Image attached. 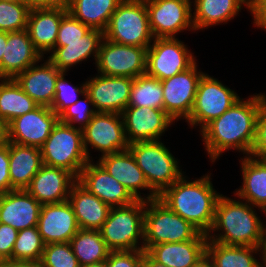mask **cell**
Wrapping results in <instances>:
<instances>
[{
	"label": "cell",
	"mask_w": 266,
	"mask_h": 267,
	"mask_svg": "<svg viewBox=\"0 0 266 267\" xmlns=\"http://www.w3.org/2000/svg\"><path fill=\"white\" fill-rule=\"evenodd\" d=\"M5 267H11V263L7 264Z\"/></svg>",
	"instance_id": "obj_58"
},
{
	"label": "cell",
	"mask_w": 266,
	"mask_h": 267,
	"mask_svg": "<svg viewBox=\"0 0 266 267\" xmlns=\"http://www.w3.org/2000/svg\"><path fill=\"white\" fill-rule=\"evenodd\" d=\"M240 96L218 79L204 73L198 83L195 101L186 122L190 127L200 126V132L214 119L227 111Z\"/></svg>",
	"instance_id": "obj_9"
},
{
	"label": "cell",
	"mask_w": 266,
	"mask_h": 267,
	"mask_svg": "<svg viewBox=\"0 0 266 267\" xmlns=\"http://www.w3.org/2000/svg\"><path fill=\"white\" fill-rule=\"evenodd\" d=\"M67 12L62 8L30 10L27 31L34 47L43 57L55 48L60 21Z\"/></svg>",
	"instance_id": "obj_27"
},
{
	"label": "cell",
	"mask_w": 266,
	"mask_h": 267,
	"mask_svg": "<svg viewBox=\"0 0 266 267\" xmlns=\"http://www.w3.org/2000/svg\"><path fill=\"white\" fill-rule=\"evenodd\" d=\"M38 63L19 73L14 79L38 105L50 107L55 97L57 79L62 72L48 59L43 64Z\"/></svg>",
	"instance_id": "obj_23"
},
{
	"label": "cell",
	"mask_w": 266,
	"mask_h": 267,
	"mask_svg": "<svg viewBox=\"0 0 266 267\" xmlns=\"http://www.w3.org/2000/svg\"><path fill=\"white\" fill-rule=\"evenodd\" d=\"M7 143V126L0 120V148Z\"/></svg>",
	"instance_id": "obj_52"
},
{
	"label": "cell",
	"mask_w": 266,
	"mask_h": 267,
	"mask_svg": "<svg viewBox=\"0 0 266 267\" xmlns=\"http://www.w3.org/2000/svg\"><path fill=\"white\" fill-rule=\"evenodd\" d=\"M240 200L220 195L215 207L214 223L207 234L208 241L235 246H262L265 224L253 205ZM218 231L222 232L215 234Z\"/></svg>",
	"instance_id": "obj_3"
},
{
	"label": "cell",
	"mask_w": 266,
	"mask_h": 267,
	"mask_svg": "<svg viewBox=\"0 0 266 267\" xmlns=\"http://www.w3.org/2000/svg\"><path fill=\"white\" fill-rule=\"evenodd\" d=\"M178 38H154L146 52V74L160 81L190 68L197 59Z\"/></svg>",
	"instance_id": "obj_10"
},
{
	"label": "cell",
	"mask_w": 266,
	"mask_h": 267,
	"mask_svg": "<svg viewBox=\"0 0 266 267\" xmlns=\"http://www.w3.org/2000/svg\"><path fill=\"white\" fill-rule=\"evenodd\" d=\"M58 121L50 107L38 105L7 125V141L41 148Z\"/></svg>",
	"instance_id": "obj_15"
},
{
	"label": "cell",
	"mask_w": 266,
	"mask_h": 267,
	"mask_svg": "<svg viewBox=\"0 0 266 267\" xmlns=\"http://www.w3.org/2000/svg\"><path fill=\"white\" fill-rule=\"evenodd\" d=\"M0 81V120L7 126L15 118L35 109L38 104L14 78H1Z\"/></svg>",
	"instance_id": "obj_33"
},
{
	"label": "cell",
	"mask_w": 266,
	"mask_h": 267,
	"mask_svg": "<svg viewBox=\"0 0 266 267\" xmlns=\"http://www.w3.org/2000/svg\"><path fill=\"white\" fill-rule=\"evenodd\" d=\"M42 205L26 190L0 194V223L17 231L37 226Z\"/></svg>",
	"instance_id": "obj_22"
},
{
	"label": "cell",
	"mask_w": 266,
	"mask_h": 267,
	"mask_svg": "<svg viewBox=\"0 0 266 267\" xmlns=\"http://www.w3.org/2000/svg\"><path fill=\"white\" fill-rule=\"evenodd\" d=\"M192 22L195 31L226 24L246 6L250 10V0H194ZM242 7V8H241Z\"/></svg>",
	"instance_id": "obj_31"
},
{
	"label": "cell",
	"mask_w": 266,
	"mask_h": 267,
	"mask_svg": "<svg viewBox=\"0 0 266 267\" xmlns=\"http://www.w3.org/2000/svg\"><path fill=\"white\" fill-rule=\"evenodd\" d=\"M128 143L157 141L173 120L163 109L127 106L121 113Z\"/></svg>",
	"instance_id": "obj_17"
},
{
	"label": "cell",
	"mask_w": 266,
	"mask_h": 267,
	"mask_svg": "<svg viewBox=\"0 0 266 267\" xmlns=\"http://www.w3.org/2000/svg\"><path fill=\"white\" fill-rule=\"evenodd\" d=\"M80 266L106 261L110 253L100 230L79 229L70 240Z\"/></svg>",
	"instance_id": "obj_35"
},
{
	"label": "cell",
	"mask_w": 266,
	"mask_h": 267,
	"mask_svg": "<svg viewBox=\"0 0 266 267\" xmlns=\"http://www.w3.org/2000/svg\"><path fill=\"white\" fill-rule=\"evenodd\" d=\"M18 237V231L10 225L0 223V254L12 263V250Z\"/></svg>",
	"instance_id": "obj_45"
},
{
	"label": "cell",
	"mask_w": 266,
	"mask_h": 267,
	"mask_svg": "<svg viewBox=\"0 0 266 267\" xmlns=\"http://www.w3.org/2000/svg\"><path fill=\"white\" fill-rule=\"evenodd\" d=\"M128 106L163 109L162 82L146 73L134 78Z\"/></svg>",
	"instance_id": "obj_36"
},
{
	"label": "cell",
	"mask_w": 266,
	"mask_h": 267,
	"mask_svg": "<svg viewBox=\"0 0 266 267\" xmlns=\"http://www.w3.org/2000/svg\"><path fill=\"white\" fill-rule=\"evenodd\" d=\"M30 9L62 8L67 10L71 0H24Z\"/></svg>",
	"instance_id": "obj_48"
},
{
	"label": "cell",
	"mask_w": 266,
	"mask_h": 267,
	"mask_svg": "<svg viewBox=\"0 0 266 267\" xmlns=\"http://www.w3.org/2000/svg\"><path fill=\"white\" fill-rule=\"evenodd\" d=\"M104 39V32L99 29H91L80 41L64 42V46L55 47L48 56V60L61 72H67L76 64L94 57L97 62L99 48Z\"/></svg>",
	"instance_id": "obj_26"
},
{
	"label": "cell",
	"mask_w": 266,
	"mask_h": 267,
	"mask_svg": "<svg viewBox=\"0 0 266 267\" xmlns=\"http://www.w3.org/2000/svg\"><path fill=\"white\" fill-rule=\"evenodd\" d=\"M144 250L110 251L106 259L107 267H142Z\"/></svg>",
	"instance_id": "obj_44"
},
{
	"label": "cell",
	"mask_w": 266,
	"mask_h": 267,
	"mask_svg": "<svg viewBox=\"0 0 266 267\" xmlns=\"http://www.w3.org/2000/svg\"><path fill=\"white\" fill-rule=\"evenodd\" d=\"M200 231L170 210L158 198L145 201L143 250L161 243L194 239Z\"/></svg>",
	"instance_id": "obj_8"
},
{
	"label": "cell",
	"mask_w": 266,
	"mask_h": 267,
	"mask_svg": "<svg viewBox=\"0 0 266 267\" xmlns=\"http://www.w3.org/2000/svg\"><path fill=\"white\" fill-rule=\"evenodd\" d=\"M66 73L62 72L56 82L55 97L50 108L59 116L67 107L76 103L79 97L86 93L85 82L74 86L65 79ZM81 94V95H80Z\"/></svg>",
	"instance_id": "obj_40"
},
{
	"label": "cell",
	"mask_w": 266,
	"mask_h": 267,
	"mask_svg": "<svg viewBox=\"0 0 266 267\" xmlns=\"http://www.w3.org/2000/svg\"><path fill=\"white\" fill-rule=\"evenodd\" d=\"M96 162L121 183L136 200L149 201L158 198L129 150L103 155ZM140 190H149V193L142 197L143 193H140Z\"/></svg>",
	"instance_id": "obj_18"
},
{
	"label": "cell",
	"mask_w": 266,
	"mask_h": 267,
	"mask_svg": "<svg viewBox=\"0 0 266 267\" xmlns=\"http://www.w3.org/2000/svg\"><path fill=\"white\" fill-rule=\"evenodd\" d=\"M86 156L90 157L89 147L100 151L101 156L128 150L123 118L121 114L96 112L82 129Z\"/></svg>",
	"instance_id": "obj_11"
},
{
	"label": "cell",
	"mask_w": 266,
	"mask_h": 267,
	"mask_svg": "<svg viewBox=\"0 0 266 267\" xmlns=\"http://www.w3.org/2000/svg\"><path fill=\"white\" fill-rule=\"evenodd\" d=\"M8 263V261L0 254V267H5Z\"/></svg>",
	"instance_id": "obj_56"
},
{
	"label": "cell",
	"mask_w": 266,
	"mask_h": 267,
	"mask_svg": "<svg viewBox=\"0 0 266 267\" xmlns=\"http://www.w3.org/2000/svg\"><path fill=\"white\" fill-rule=\"evenodd\" d=\"M68 201L73 207L81 229L100 230L111 209L108 204L90 193L78 181L72 185Z\"/></svg>",
	"instance_id": "obj_28"
},
{
	"label": "cell",
	"mask_w": 266,
	"mask_h": 267,
	"mask_svg": "<svg viewBox=\"0 0 266 267\" xmlns=\"http://www.w3.org/2000/svg\"><path fill=\"white\" fill-rule=\"evenodd\" d=\"M128 150L158 196L184 174L179 160L161 140L131 143Z\"/></svg>",
	"instance_id": "obj_5"
},
{
	"label": "cell",
	"mask_w": 266,
	"mask_h": 267,
	"mask_svg": "<svg viewBox=\"0 0 266 267\" xmlns=\"http://www.w3.org/2000/svg\"><path fill=\"white\" fill-rule=\"evenodd\" d=\"M261 94V106L256 122V136L250 156L266 159V95Z\"/></svg>",
	"instance_id": "obj_43"
},
{
	"label": "cell",
	"mask_w": 266,
	"mask_h": 267,
	"mask_svg": "<svg viewBox=\"0 0 266 267\" xmlns=\"http://www.w3.org/2000/svg\"><path fill=\"white\" fill-rule=\"evenodd\" d=\"M193 267H215L210 257L205 254Z\"/></svg>",
	"instance_id": "obj_51"
},
{
	"label": "cell",
	"mask_w": 266,
	"mask_h": 267,
	"mask_svg": "<svg viewBox=\"0 0 266 267\" xmlns=\"http://www.w3.org/2000/svg\"><path fill=\"white\" fill-rule=\"evenodd\" d=\"M250 12L255 26L266 31V0H250Z\"/></svg>",
	"instance_id": "obj_47"
},
{
	"label": "cell",
	"mask_w": 266,
	"mask_h": 267,
	"mask_svg": "<svg viewBox=\"0 0 266 267\" xmlns=\"http://www.w3.org/2000/svg\"><path fill=\"white\" fill-rule=\"evenodd\" d=\"M207 242V234L200 232L192 240L153 245L146 252L168 267H193L206 254Z\"/></svg>",
	"instance_id": "obj_25"
},
{
	"label": "cell",
	"mask_w": 266,
	"mask_h": 267,
	"mask_svg": "<svg viewBox=\"0 0 266 267\" xmlns=\"http://www.w3.org/2000/svg\"><path fill=\"white\" fill-rule=\"evenodd\" d=\"M44 247L37 226L20 230L12 250V263H40Z\"/></svg>",
	"instance_id": "obj_37"
},
{
	"label": "cell",
	"mask_w": 266,
	"mask_h": 267,
	"mask_svg": "<svg viewBox=\"0 0 266 267\" xmlns=\"http://www.w3.org/2000/svg\"><path fill=\"white\" fill-rule=\"evenodd\" d=\"M42 165L40 148L9 142V175L12 190H26Z\"/></svg>",
	"instance_id": "obj_30"
},
{
	"label": "cell",
	"mask_w": 266,
	"mask_h": 267,
	"mask_svg": "<svg viewBox=\"0 0 266 267\" xmlns=\"http://www.w3.org/2000/svg\"><path fill=\"white\" fill-rule=\"evenodd\" d=\"M144 1L153 38H176V34L184 30L195 31L191 2L186 0Z\"/></svg>",
	"instance_id": "obj_13"
},
{
	"label": "cell",
	"mask_w": 266,
	"mask_h": 267,
	"mask_svg": "<svg viewBox=\"0 0 266 267\" xmlns=\"http://www.w3.org/2000/svg\"><path fill=\"white\" fill-rule=\"evenodd\" d=\"M30 10L25 2L0 0V31L9 33L27 29Z\"/></svg>",
	"instance_id": "obj_38"
},
{
	"label": "cell",
	"mask_w": 266,
	"mask_h": 267,
	"mask_svg": "<svg viewBox=\"0 0 266 267\" xmlns=\"http://www.w3.org/2000/svg\"><path fill=\"white\" fill-rule=\"evenodd\" d=\"M104 38L121 45L146 49L153 42L144 0H122L111 15Z\"/></svg>",
	"instance_id": "obj_6"
},
{
	"label": "cell",
	"mask_w": 266,
	"mask_h": 267,
	"mask_svg": "<svg viewBox=\"0 0 266 267\" xmlns=\"http://www.w3.org/2000/svg\"><path fill=\"white\" fill-rule=\"evenodd\" d=\"M76 181L77 178L68 170L43 164L26 191L41 205L62 203L68 200Z\"/></svg>",
	"instance_id": "obj_21"
},
{
	"label": "cell",
	"mask_w": 266,
	"mask_h": 267,
	"mask_svg": "<svg viewBox=\"0 0 266 267\" xmlns=\"http://www.w3.org/2000/svg\"><path fill=\"white\" fill-rule=\"evenodd\" d=\"M262 255V257H261ZM263 264V267H266V224L264 225V237H263V243L261 246V254L259 255Z\"/></svg>",
	"instance_id": "obj_53"
},
{
	"label": "cell",
	"mask_w": 266,
	"mask_h": 267,
	"mask_svg": "<svg viewBox=\"0 0 266 267\" xmlns=\"http://www.w3.org/2000/svg\"><path fill=\"white\" fill-rule=\"evenodd\" d=\"M142 267H168L155 261L146 251H144Z\"/></svg>",
	"instance_id": "obj_49"
},
{
	"label": "cell",
	"mask_w": 266,
	"mask_h": 267,
	"mask_svg": "<svg viewBox=\"0 0 266 267\" xmlns=\"http://www.w3.org/2000/svg\"><path fill=\"white\" fill-rule=\"evenodd\" d=\"M42 267H80L70 242L45 244Z\"/></svg>",
	"instance_id": "obj_39"
},
{
	"label": "cell",
	"mask_w": 266,
	"mask_h": 267,
	"mask_svg": "<svg viewBox=\"0 0 266 267\" xmlns=\"http://www.w3.org/2000/svg\"><path fill=\"white\" fill-rule=\"evenodd\" d=\"M260 106L261 93L251 95L247 100L240 98L200 132L211 162H215L229 149L250 155Z\"/></svg>",
	"instance_id": "obj_1"
},
{
	"label": "cell",
	"mask_w": 266,
	"mask_h": 267,
	"mask_svg": "<svg viewBox=\"0 0 266 267\" xmlns=\"http://www.w3.org/2000/svg\"><path fill=\"white\" fill-rule=\"evenodd\" d=\"M40 149L44 165L66 169L76 178L89 161L84 148L82 129L60 121Z\"/></svg>",
	"instance_id": "obj_7"
},
{
	"label": "cell",
	"mask_w": 266,
	"mask_h": 267,
	"mask_svg": "<svg viewBox=\"0 0 266 267\" xmlns=\"http://www.w3.org/2000/svg\"><path fill=\"white\" fill-rule=\"evenodd\" d=\"M91 28L67 12L60 21L55 47L64 46V42L80 41Z\"/></svg>",
	"instance_id": "obj_42"
},
{
	"label": "cell",
	"mask_w": 266,
	"mask_h": 267,
	"mask_svg": "<svg viewBox=\"0 0 266 267\" xmlns=\"http://www.w3.org/2000/svg\"><path fill=\"white\" fill-rule=\"evenodd\" d=\"M11 267H42L40 263H11Z\"/></svg>",
	"instance_id": "obj_54"
},
{
	"label": "cell",
	"mask_w": 266,
	"mask_h": 267,
	"mask_svg": "<svg viewBox=\"0 0 266 267\" xmlns=\"http://www.w3.org/2000/svg\"><path fill=\"white\" fill-rule=\"evenodd\" d=\"M6 43H7V32L0 31V79H1V61Z\"/></svg>",
	"instance_id": "obj_50"
},
{
	"label": "cell",
	"mask_w": 266,
	"mask_h": 267,
	"mask_svg": "<svg viewBox=\"0 0 266 267\" xmlns=\"http://www.w3.org/2000/svg\"><path fill=\"white\" fill-rule=\"evenodd\" d=\"M84 100L79 99L76 103L67 107L60 115L59 121L73 127L83 129L96 113L93 102L87 93L82 95ZM74 123V124H73ZM76 123V124H75ZM79 125V126H76Z\"/></svg>",
	"instance_id": "obj_41"
},
{
	"label": "cell",
	"mask_w": 266,
	"mask_h": 267,
	"mask_svg": "<svg viewBox=\"0 0 266 267\" xmlns=\"http://www.w3.org/2000/svg\"><path fill=\"white\" fill-rule=\"evenodd\" d=\"M144 211V200L111 207L107 220L100 229L102 238L111 251L143 249Z\"/></svg>",
	"instance_id": "obj_4"
},
{
	"label": "cell",
	"mask_w": 266,
	"mask_h": 267,
	"mask_svg": "<svg viewBox=\"0 0 266 267\" xmlns=\"http://www.w3.org/2000/svg\"><path fill=\"white\" fill-rule=\"evenodd\" d=\"M37 228L45 244L70 242L80 229L68 200L42 205Z\"/></svg>",
	"instance_id": "obj_20"
},
{
	"label": "cell",
	"mask_w": 266,
	"mask_h": 267,
	"mask_svg": "<svg viewBox=\"0 0 266 267\" xmlns=\"http://www.w3.org/2000/svg\"><path fill=\"white\" fill-rule=\"evenodd\" d=\"M44 57L34 47L27 29L7 32V43L1 61V78H15Z\"/></svg>",
	"instance_id": "obj_24"
},
{
	"label": "cell",
	"mask_w": 266,
	"mask_h": 267,
	"mask_svg": "<svg viewBox=\"0 0 266 267\" xmlns=\"http://www.w3.org/2000/svg\"><path fill=\"white\" fill-rule=\"evenodd\" d=\"M2 1H8V2H24V0H2Z\"/></svg>",
	"instance_id": "obj_57"
},
{
	"label": "cell",
	"mask_w": 266,
	"mask_h": 267,
	"mask_svg": "<svg viewBox=\"0 0 266 267\" xmlns=\"http://www.w3.org/2000/svg\"><path fill=\"white\" fill-rule=\"evenodd\" d=\"M132 83L131 77L97 74L85 81L86 93L96 112L121 114L128 106Z\"/></svg>",
	"instance_id": "obj_16"
},
{
	"label": "cell",
	"mask_w": 266,
	"mask_h": 267,
	"mask_svg": "<svg viewBox=\"0 0 266 267\" xmlns=\"http://www.w3.org/2000/svg\"><path fill=\"white\" fill-rule=\"evenodd\" d=\"M195 62L186 71L162 80L163 110L173 119L186 120L192 111L198 83L204 72Z\"/></svg>",
	"instance_id": "obj_14"
},
{
	"label": "cell",
	"mask_w": 266,
	"mask_h": 267,
	"mask_svg": "<svg viewBox=\"0 0 266 267\" xmlns=\"http://www.w3.org/2000/svg\"><path fill=\"white\" fill-rule=\"evenodd\" d=\"M122 0H71L67 11L91 29L106 30Z\"/></svg>",
	"instance_id": "obj_34"
},
{
	"label": "cell",
	"mask_w": 266,
	"mask_h": 267,
	"mask_svg": "<svg viewBox=\"0 0 266 267\" xmlns=\"http://www.w3.org/2000/svg\"><path fill=\"white\" fill-rule=\"evenodd\" d=\"M77 181L110 207L125 206L136 201L121 183L98 162L94 164L93 160L83 167Z\"/></svg>",
	"instance_id": "obj_19"
},
{
	"label": "cell",
	"mask_w": 266,
	"mask_h": 267,
	"mask_svg": "<svg viewBox=\"0 0 266 267\" xmlns=\"http://www.w3.org/2000/svg\"><path fill=\"white\" fill-rule=\"evenodd\" d=\"M210 177L211 173L190 181L182 175L158 196L170 210L205 234L213 226L216 203L221 195L213 188Z\"/></svg>",
	"instance_id": "obj_2"
},
{
	"label": "cell",
	"mask_w": 266,
	"mask_h": 267,
	"mask_svg": "<svg viewBox=\"0 0 266 267\" xmlns=\"http://www.w3.org/2000/svg\"><path fill=\"white\" fill-rule=\"evenodd\" d=\"M145 47L121 45L103 39L96 62L98 74L136 78L146 73Z\"/></svg>",
	"instance_id": "obj_12"
},
{
	"label": "cell",
	"mask_w": 266,
	"mask_h": 267,
	"mask_svg": "<svg viewBox=\"0 0 266 267\" xmlns=\"http://www.w3.org/2000/svg\"><path fill=\"white\" fill-rule=\"evenodd\" d=\"M259 252L261 247L225 245L215 241H208L206 246V254L215 267H263L260 259L254 257Z\"/></svg>",
	"instance_id": "obj_32"
},
{
	"label": "cell",
	"mask_w": 266,
	"mask_h": 267,
	"mask_svg": "<svg viewBox=\"0 0 266 267\" xmlns=\"http://www.w3.org/2000/svg\"><path fill=\"white\" fill-rule=\"evenodd\" d=\"M80 267H107L106 261L100 262V263H95V264H90V265H85V266H80Z\"/></svg>",
	"instance_id": "obj_55"
},
{
	"label": "cell",
	"mask_w": 266,
	"mask_h": 267,
	"mask_svg": "<svg viewBox=\"0 0 266 267\" xmlns=\"http://www.w3.org/2000/svg\"><path fill=\"white\" fill-rule=\"evenodd\" d=\"M243 183L234 196L266 214V159L250 155L240 158Z\"/></svg>",
	"instance_id": "obj_29"
},
{
	"label": "cell",
	"mask_w": 266,
	"mask_h": 267,
	"mask_svg": "<svg viewBox=\"0 0 266 267\" xmlns=\"http://www.w3.org/2000/svg\"><path fill=\"white\" fill-rule=\"evenodd\" d=\"M12 191L9 175V142L0 148V194Z\"/></svg>",
	"instance_id": "obj_46"
}]
</instances>
